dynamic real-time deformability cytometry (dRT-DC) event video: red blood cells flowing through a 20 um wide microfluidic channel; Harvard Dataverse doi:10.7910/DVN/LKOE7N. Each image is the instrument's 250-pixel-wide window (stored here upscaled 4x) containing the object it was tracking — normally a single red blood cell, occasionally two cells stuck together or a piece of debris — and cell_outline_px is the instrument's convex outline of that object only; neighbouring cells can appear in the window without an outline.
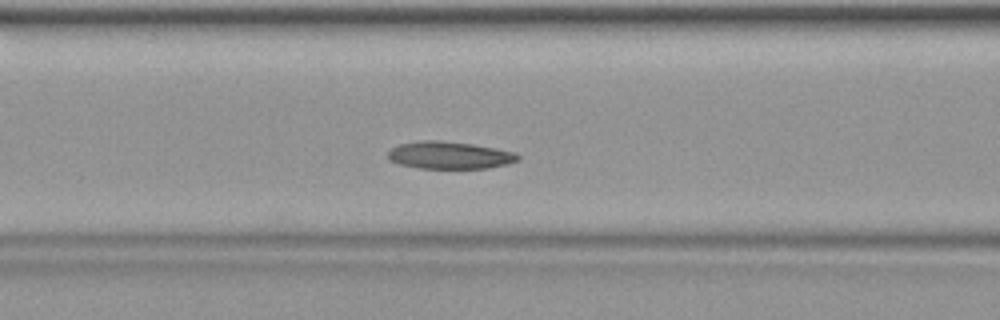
{"species": "common noctule bat (a hibernating species)", "species_latin": "Nyctalus noctula", "temperature_condition": "warm", "stored_images_in_passage": 32, "camera_frame_rate_fps": 3000, "um_per_image_px": 0.085, "animal": {"sex": "female", "body_mass_g": 19.9}, "frame": {"image": 1, "passage_image": 10, "time_ms": 3.0, "image_size_px": [1000, 320], "cell_outline_px": [[520, 160], [508, 164], [488, 168], [420, 168], [400, 164], [388, 160], [388, 152], [392, 148], [400, 144], [420, 140], [440, 140], [472, 144], [496, 148], [516, 152], [520, 156]], "centroid_in_image_um": [38.24, 13.19], "position_along_channel_um": 128.4, "area_um2": 20.81}}